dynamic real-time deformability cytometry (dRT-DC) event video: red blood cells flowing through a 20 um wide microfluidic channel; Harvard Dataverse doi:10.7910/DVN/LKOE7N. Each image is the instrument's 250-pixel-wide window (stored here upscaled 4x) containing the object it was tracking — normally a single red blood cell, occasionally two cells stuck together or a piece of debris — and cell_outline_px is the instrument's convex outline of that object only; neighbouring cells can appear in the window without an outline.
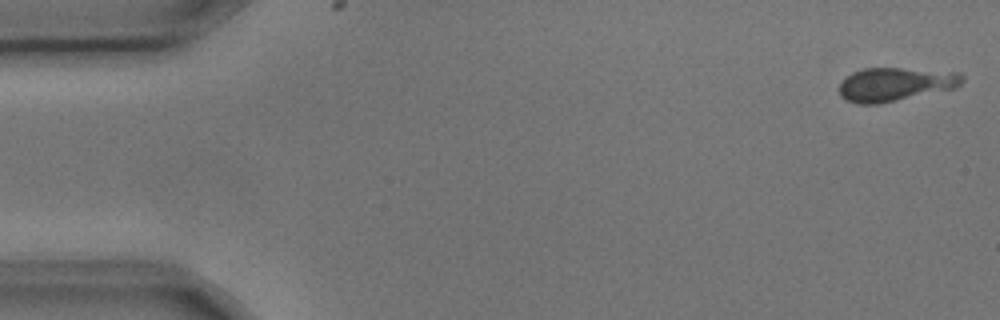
{"species": "common noctule bat (a hibernating species)", "species_latin": "Nyctalus noctula", "temperature_condition": "cold", "stored_images_in_passage": 6, "camera_frame_rate_fps": 3000, "um_per_image_px": 0.085, "animal": {"sex": "male", "body_mass_g": 17.9, "forearm_length_mm": 54.2}, "frame": {"image": 1, "passage_image": 1, "time_ms": 0.0, "image_size_px": [1000, 320], "cell_outline_px": [[964, 80], [956, 88], [880, 104], [860, 104], [844, 100], [840, 96], [840, 84], [852, 72], [864, 68], [900, 68], [960, 72], [964, 76]], "centroid_in_image_um": [76.12, 7.17], "position_along_channel_um": 8.9, "area_um2": 24.22}}
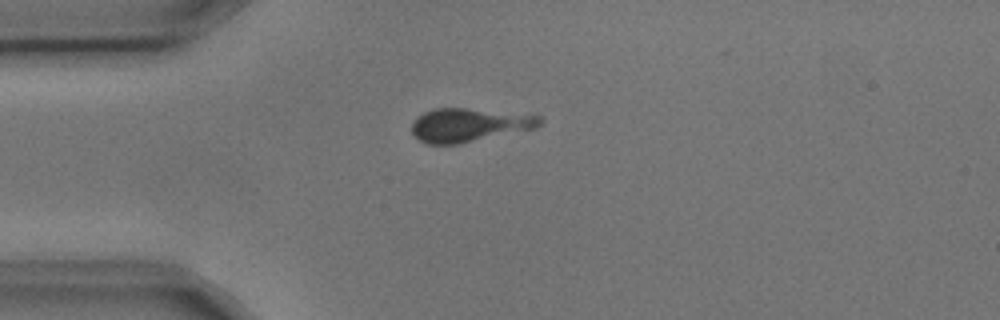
{"frame": {"image": 2, "passage_image": 4, "time_ms": 1.0, "image_size_px": [1000, 320], "cell_outline_px": [[544, 120], [536, 128], [460, 144], [428, 144], [420, 140], [412, 132], [412, 124], [416, 116], [432, 108], [464, 108], [544, 116]], "centroid_in_image_um": [39.88, 10.62], "position_along_channel_um": 45.1, "area_um2": 25.09}}